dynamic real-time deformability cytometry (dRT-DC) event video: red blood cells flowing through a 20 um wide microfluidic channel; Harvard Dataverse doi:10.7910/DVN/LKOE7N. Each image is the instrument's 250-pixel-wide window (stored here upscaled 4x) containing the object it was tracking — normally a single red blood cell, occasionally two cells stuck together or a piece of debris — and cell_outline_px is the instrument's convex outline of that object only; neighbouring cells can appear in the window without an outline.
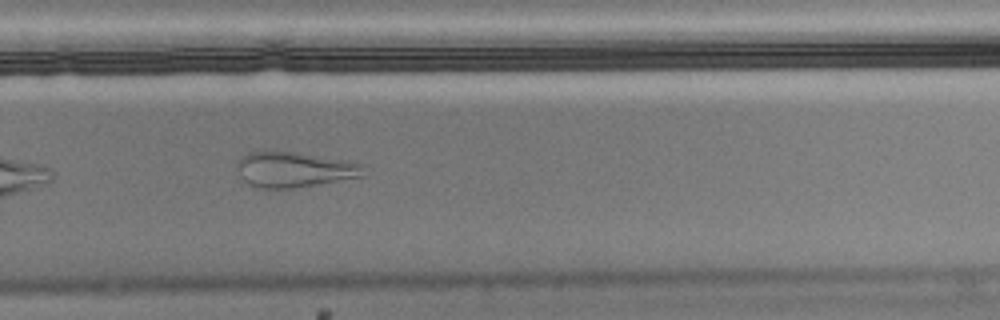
{"species": "Egyptian fruit bat (a non-hibernating species)", "species_latin": "Rousettus aegyptiacus", "temperature_condition": "cold", "stored_images_in_passage": 39, "camera_frame_rate_fps": 3000, "um_per_image_px": 0.085, "animal": {"sex": "male"}, "frame": {"image": 1, "passage_image": 23, "time_ms": 7.333, "image_size_px": [1000, 320], "cell_outline_px": [[364, 176], [296, 188], [260, 188], [248, 184], [240, 176], [236, 164], [248, 152], [264, 148], [268, 148], [296, 152], [344, 160], [360, 164]], "centroid_in_image_um": [24.92, 14.38], "position_along_channel_um": 304.9, "area_um2": 26.36}, "authors_computed_cell_mechanics": {"area_um2": 23.987, "velocity_mm_per_s": 3.596, "shape_relaxation_time_tau1_ms": null, "shape_relaxation_time_tau2_ms": 4.7904, "deformation_change_tau1": null, "deformation_change_tau2": 0.151}}